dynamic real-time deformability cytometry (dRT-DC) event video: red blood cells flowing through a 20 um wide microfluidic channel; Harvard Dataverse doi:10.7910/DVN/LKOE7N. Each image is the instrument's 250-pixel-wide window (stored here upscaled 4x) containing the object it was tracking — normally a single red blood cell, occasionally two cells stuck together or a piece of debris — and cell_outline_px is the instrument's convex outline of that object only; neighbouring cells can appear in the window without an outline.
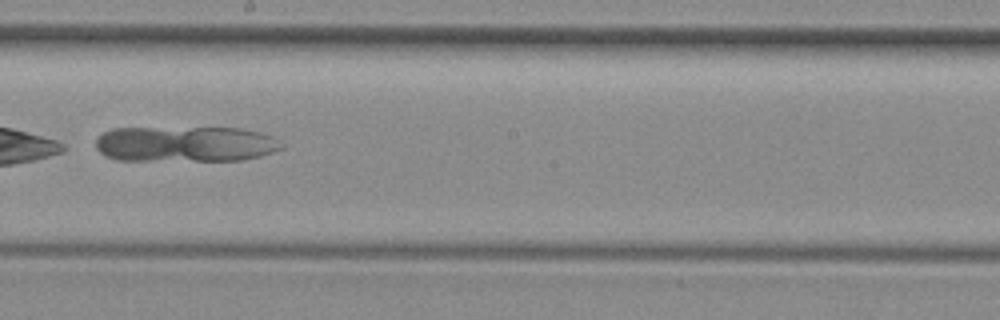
{"species": "common noctule bat (a hibernating species)", "species_latin": "Nyctalus noctula", "temperature_condition": "room temperature", "stored_images_in_passage": 38, "camera_frame_rate_fps": 3000, "um_per_image_px": 0.085, "animal": {"sex": "female", "body_mass_g": 29.2, "forearm_length_mm": 56.3}, "frame": {"image": 1, "passage_image": 17, "time_ms": 5.333, "image_size_px": [1000, 320], "cell_outline_px": [[284, 148], [260, 156], [240, 160], [116, 160], [104, 156], [96, 148], [96, 136], [112, 128], [244, 128], [260, 132], [272, 136], [284, 144]], "centroid_in_image_um": [15.75, 12.24], "position_along_channel_um": 232.5, "area_um2": 38.9}}